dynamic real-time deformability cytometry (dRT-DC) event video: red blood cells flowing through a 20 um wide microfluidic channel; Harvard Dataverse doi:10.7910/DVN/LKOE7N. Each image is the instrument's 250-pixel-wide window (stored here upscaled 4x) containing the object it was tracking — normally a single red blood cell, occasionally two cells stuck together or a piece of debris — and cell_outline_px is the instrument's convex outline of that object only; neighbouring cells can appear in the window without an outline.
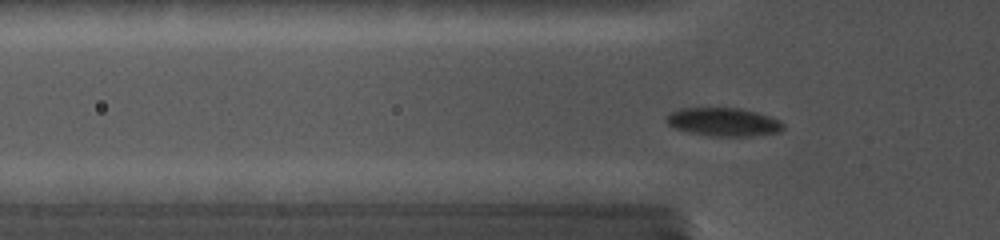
{"species": "common noctule bat (a hibernating species)", "species_latin": "Nyctalus noctula", "temperature_condition": "cold", "stored_images_in_passage": 73, "camera_frame_rate_fps": 5000, "um_per_image_px": 0.085, "animal": {"sex": "female", "body_mass_g": 19.0, "forearm_length_mm": 56.7}, "frame": {"image": 1, "passage_image": 25, "time_ms": 4.6, "image_size_px": [1000, 240], "cell_outline_px": [[784, 128], [780, 132], [752, 136], [712, 136], [688, 132], [676, 128], [668, 124], [664, 120], [664, 116], [680, 108], [740, 108], [756, 112], [780, 120], [784, 124]], "centroid_in_image_um": [61.49, 10.37], "position_along_channel_um": 64.3, "area_um2": 19.36}}
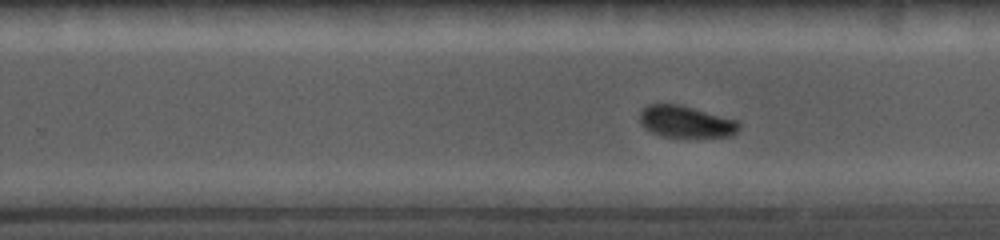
{"frame": {"image": 2, "passage_image": 48, "time_ms": 10.0, "image_size_px": [1000, 240], "cell_outline_px": [[740, 128], [732, 136], [660, 136], [644, 128], [640, 124], [640, 112], [648, 104], [680, 104], [736, 120], [740, 124]], "centroid_in_image_um": [58.27, 10.33], "position_along_channel_um": 271.5, "area_um2": 18.15}}
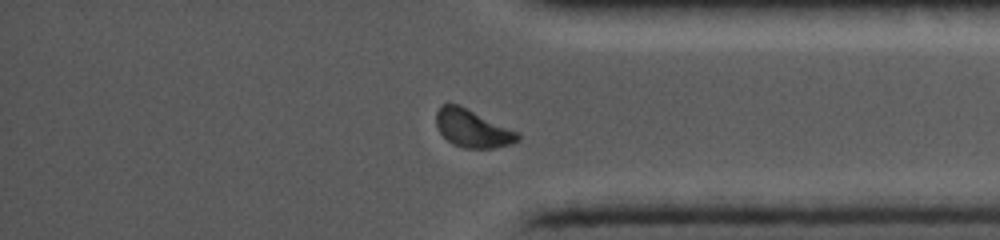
{"frame": {"image": 3, "passage_image": 63, "time_ms": 13.2, "image_size_px": [1000, 240], "cell_outline_px": [[520, 140], [512, 144], [492, 148], [464, 148], [452, 144], [440, 132], [436, 124], [436, 112], [440, 104], [448, 100], [460, 104], [520, 132]], "centroid_in_image_um": [40.16, 10.87], "position_along_channel_um": 395.0, "area_um2": 18.55}}